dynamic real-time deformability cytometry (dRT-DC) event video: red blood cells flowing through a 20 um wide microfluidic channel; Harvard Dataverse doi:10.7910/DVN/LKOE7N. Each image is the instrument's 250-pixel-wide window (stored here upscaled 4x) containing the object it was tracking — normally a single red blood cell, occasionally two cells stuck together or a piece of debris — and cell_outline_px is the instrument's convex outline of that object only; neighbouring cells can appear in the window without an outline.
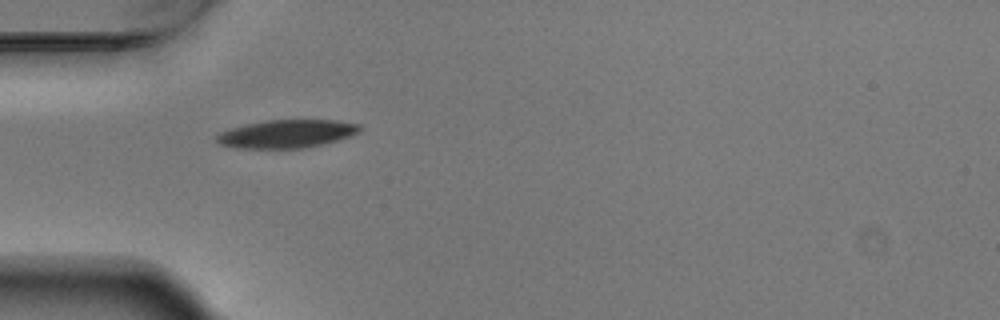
{"species": "Egyptian fruit bat (a non-hibernating species)", "species_latin": "Rousettus aegyptiacus", "temperature_condition": "warm", "stored_images_in_passage": 3, "camera_frame_rate_fps": 3000, "um_per_image_px": 0.085, "animal": {"sex": "male"}, "frame": {"image": 1, "passage_image": 1, "time_ms": 0.0, "image_size_px": [1000, 320], "cell_outline_px": [[360, 132], [336, 140], [304, 148], [236, 148], [220, 144], [216, 140], [216, 136], [220, 132], [244, 124], [268, 120], [336, 120], [360, 124]], "centroid_in_image_um": [24.35, 11.37], "position_along_channel_um": 60.7, "area_um2": 23.24}}
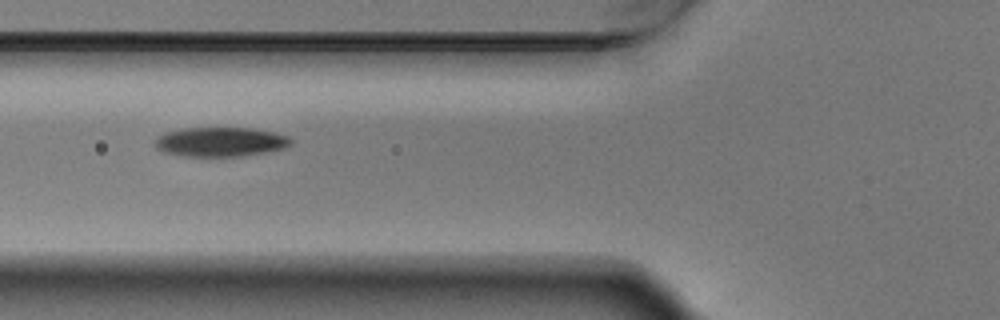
{"frame": {"image": 2, "passage_image": 2, "time_ms": 0.333, "image_size_px": [1000, 320], "cell_outline_px": [[292, 144], [284, 148], [240, 156], [184, 156], [164, 152], [156, 148], [156, 136], [168, 132], [184, 128], [252, 128], [276, 132], [288, 136], [292, 140]], "centroid_in_image_um": [18.75, 12.05], "position_along_channel_um": 107.0, "area_um2": 23.12}}
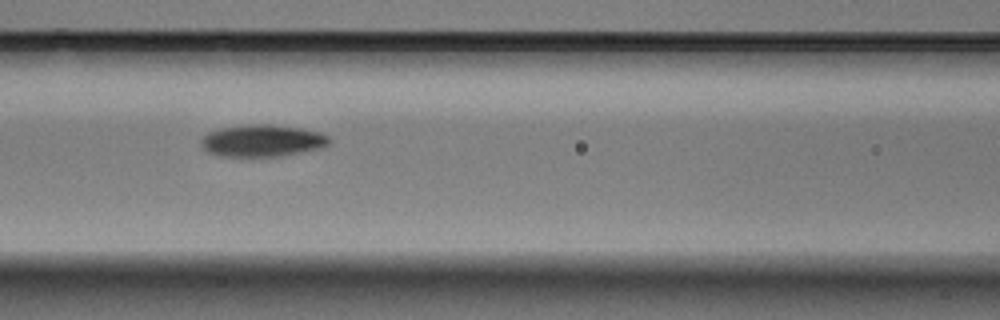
{"frame": {"image": 3, "passage_image": 3, "time_ms": 0.667, "image_size_px": [1000, 320], "cell_outline_px": [[332, 140], [328, 144], [316, 148], [300, 152], [280, 156], [220, 156], [208, 152], [200, 144], [200, 140], [208, 132], [220, 128], [248, 124], [268, 124], [300, 128], [320, 132], [328, 136]], "centroid_in_image_um": [22.26, 11.95], "position_along_channel_um": 144.3, "area_um2": 23.7}}